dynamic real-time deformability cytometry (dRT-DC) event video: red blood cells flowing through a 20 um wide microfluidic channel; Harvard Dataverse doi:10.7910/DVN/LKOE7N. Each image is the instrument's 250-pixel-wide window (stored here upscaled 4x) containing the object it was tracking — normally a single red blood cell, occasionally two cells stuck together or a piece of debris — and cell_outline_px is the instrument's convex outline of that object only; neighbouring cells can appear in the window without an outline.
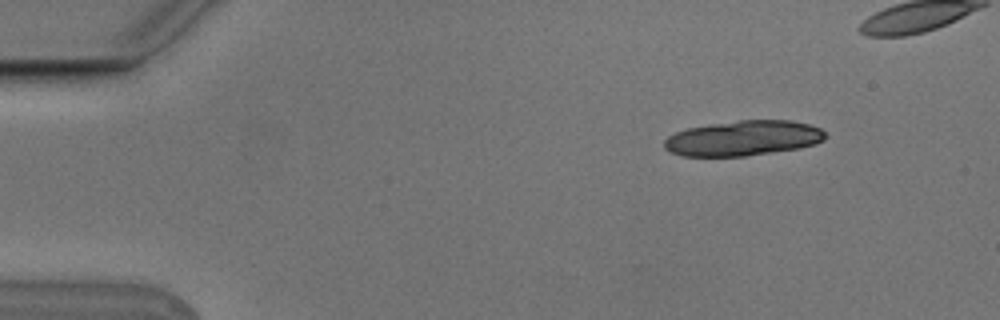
{"species": "Egyptian fruit bat (a non-hibernating species)", "species_latin": "Rousettus aegyptiacus", "temperature_condition": "cold", "stored_images_in_passage": 5, "camera_frame_rate_fps": 3000, "um_per_image_px": 0.085, "animal": {"sex": "male"}, "frame": {"image": 1, "passage_image": 2, "time_ms": 0.333, "image_size_px": [1000, 320], "cell_outline_px": [[828, 136], [824, 140], [816, 144], [800, 148], [744, 156], [680, 156], [664, 148], [664, 140], [668, 136], [676, 132], [688, 128], [712, 124], [740, 120], [792, 120], [808, 124], [820, 128]], "centroid_in_image_um": [63.2, 11.75], "position_along_channel_um": 21.8, "area_um2": 33.0}}